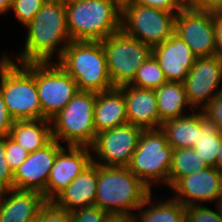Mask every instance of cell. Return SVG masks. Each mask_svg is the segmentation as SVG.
I'll use <instances>...</instances> for the list:
<instances>
[{"mask_svg": "<svg viewBox=\"0 0 222 222\" xmlns=\"http://www.w3.org/2000/svg\"><path fill=\"white\" fill-rule=\"evenodd\" d=\"M107 68L114 87L130 84L139 67L150 57L152 48L122 30L101 40Z\"/></svg>", "mask_w": 222, "mask_h": 222, "instance_id": "cell-9", "label": "cell"}, {"mask_svg": "<svg viewBox=\"0 0 222 222\" xmlns=\"http://www.w3.org/2000/svg\"><path fill=\"white\" fill-rule=\"evenodd\" d=\"M25 29L20 53L13 55L15 58L5 54L16 63L51 62L53 57L57 61L72 41L67 29L65 4L61 0H46Z\"/></svg>", "mask_w": 222, "mask_h": 222, "instance_id": "cell-1", "label": "cell"}, {"mask_svg": "<svg viewBox=\"0 0 222 222\" xmlns=\"http://www.w3.org/2000/svg\"><path fill=\"white\" fill-rule=\"evenodd\" d=\"M28 222H40V221H39V218L37 217V218H35V219H33V220H30V221H28Z\"/></svg>", "mask_w": 222, "mask_h": 222, "instance_id": "cell-47", "label": "cell"}, {"mask_svg": "<svg viewBox=\"0 0 222 222\" xmlns=\"http://www.w3.org/2000/svg\"><path fill=\"white\" fill-rule=\"evenodd\" d=\"M208 168L193 148L175 149L170 165L168 187L171 189L182 177Z\"/></svg>", "mask_w": 222, "mask_h": 222, "instance_id": "cell-27", "label": "cell"}, {"mask_svg": "<svg viewBox=\"0 0 222 222\" xmlns=\"http://www.w3.org/2000/svg\"><path fill=\"white\" fill-rule=\"evenodd\" d=\"M116 1L121 7L129 2H133L134 0H114Z\"/></svg>", "mask_w": 222, "mask_h": 222, "instance_id": "cell-44", "label": "cell"}, {"mask_svg": "<svg viewBox=\"0 0 222 222\" xmlns=\"http://www.w3.org/2000/svg\"><path fill=\"white\" fill-rule=\"evenodd\" d=\"M186 6L195 10L214 13L222 11V0H186Z\"/></svg>", "mask_w": 222, "mask_h": 222, "instance_id": "cell-37", "label": "cell"}, {"mask_svg": "<svg viewBox=\"0 0 222 222\" xmlns=\"http://www.w3.org/2000/svg\"><path fill=\"white\" fill-rule=\"evenodd\" d=\"M133 3L175 13L186 6V0H134Z\"/></svg>", "mask_w": 222, "mask_h": 222, "instance_id": "cell-35", "label": "cell"}, {"mask_svg": "<svg viewBox=\"0 0 222 222\" xmlns=\"http://www.w3.org/2000/svg\"><path fill=\"white\" fill-rule=\"evenodd\" d=\"M46 202L37 191L9 189L0 192V222H28L38 217Z\"/></svg>", "mask_w": 222, "mask_h": 222, "instance_id": "cell-19", "label": "cell"}, {"mask_svg": "<svg viewBox=\"0 0 222 222\" xmlns=\"http://www.w3.org/2000/svg\"><path fill=\"white\" fill-rule=\"evenodd\" d=\"M45 1L46 0H13L10 12L15 15L24 28L32 21Z\"/></svg>", "mask_w": 222, "mask_h": 222, "instance_id": "cell-29", "label": "cell"}, {"mask_svg": "<svg viewBox=\"0 0 222 222\" xmlns=\"http://www.w3.org/2000/svg\"><path fill=\"white\" fill-rule=\"evenodd\" d=\"M142 131V128L128 123L98 133L91 146L92 162L103 166L128 167Z\"/></svg>", "mask_w": 222, "mask_h": 222, "instance_id": "cell-11", "label": "cell"}, {"mask_svg": "<svg viewBox=\"0 0 222 222\" xmlns=\"http://www.w3.org/2000/svg\"><path fill=\"white\" fill-rule=\"evenodd\" d=\"M42 119L51 120L78 91L76 81L55 61L35 62Z\"/></svg>", "mask_w": 222, "mask_h": 222, "instance_id": "cell-10", "label": "cell"}, {"mask_svg": "<svg viewBox=\"0 0 222 222\" xmlns=\"http://www.w3.org/2000/svg\"><path fill=\"white\" fill-rule=\"evenodd\" d=\"M207 116L216 125L222 120V92L216 95L212 101L203 109Z\"/></svg>", "mask_w": 222, "mask_h": 222, "instance_id": "cell-36", "label": "cell"}, {"mask_svg": "<svg viewBox=\"0 0 222 222\" xmlns=\"http://www.w3.org/2000/svg\"><path fill=\"white\" fill-rule=\"evenodd\" d=\"M63 144L52 139L43 148L29 153L24 162L13 172L14 189L37 191L45 198L50 170Z\"/></svg>", "mask_w": 222, "mask_h": 222, "instance_id": "cell-14", "label": "cell"}, {"mask_svg": "<svg viewBox=\"0 0 222 222\" xmlns=\"http://www.w3.org/2000/svg\"><path fill=\"white\" fill-rule=\"evenodd\" d=\"M216 55L222 59V11L213 13Z\"/></svg>", "mask_w": 222, "mask_h": 222, "instance_id": "cell-39", "label": "cell"}, {"mask_svg": "<svg viewBox=\"0 0 222 222\" xmlns=\"http://www.w3.org/2000/svg\"><path fill=\"white\" fill-rule=\"evenodd\" d=\"M9 137L28 153L43 148L52 140L51 121L48 119L15 120Z\"/></svg>", "mask_w": 222, "mask_h": 222, "instance_id": "cell-24", "label": "cell"}, {"mask_svg": "<svg viewBox=\"0 0 222 222\" xmlns=\"http://www.w3.org/2000/svg\"><path fill=\"white\" fill-rule=\"evenodd\" d=\"M91 163V147L65 146L57 154L50 170L45 189V200L52 201Z\"/></svg>", "mask_w": 222, "mask_h": 222, "instance_id": "cell-16", "label": "cell"}, {"mask_svg": "<svg viewBox=\"0 0 222 222\" xmlns=\"http://www.w3.org/2000/svg\"><path fill=\"white\" fill-rule=\"evenodd\" d=\"M38 218L40 222H69L70 213L53 201H46L40 207Z\"/></svg>", "mask_w": 222, "mask_h": 222, "instance_id": "cell-33", "label": "cell"}, {"mask_svg": "<svg viewBox=\"0 0 222 222\" xmlns=\"http://www.w3.org/2000/svg\"><path fill=\"white\" fill-rule=\"evenodd\" d=\"M217 208L218 212L220 213L222 217V195L219 197V199L216 201L215 205H213Z\"/></svg>", "mask_w": 222, "mask_h": 222, "instance_id": "cell-42", "label": "cell"}, {"mask_svg": "<svg viewBox=\"0 0 222 222\" xmlns=\"http://www.w3.org/2000/svg\"><path fill=\"white\" fill-rule=\"evenodd\" d=\"M222 59L217 55L195 60L183 84L187 99L194 110H203L222 92Z\"/></svg>", "mask_w": 222, "mask_h": 222, "instance_id": "cell-13", "label": "cell"}, {"mask_svg": "<svg viewBox=\"0 0 222 222\" xmlns=\"http://www.w3.org/2000/svg\"><path fill=\"white\" fill-rule=\"evenodd\" d=\"M25 148L6 135L5 157L9 168L14 172L28 157Z\"/></svg>", "mask_w": 222, "mask_h": 222, "instance_id": "cell-32", "label": "cell"}, {"mask_svg": "<svg viewBox=\"0 0 222 222\" xmlns=\"http://www.w3.org/2000/svg\"><path fill=\"white\" fill-rule=\"evenodd\" d=\"M12 1L13 0H0V16L11 11Z\"/></svg>", "mask_w": 222, "mask_h": 222, "instance_id": "cell-40", "label": "cell"}, {"mask_svg": "<svg viewBox=\"0 0 222 222\" xmlns=\"http://www.w3.org/2000/svg\"><path fill=\"white\" fill-rule=\"evenodd\" d=\"M216 127H217V132L221 135V137H222V120H221V122H219L217 125H216Z\"/></svg>", "mask_w": 222, "mask_h": 222, "instance_id": "cell-45", "label": "cell"}, {"mask_svg": "<svg viewBox=\"0 0 222 222\" xmlns=\"http://www.w3.org/2000/svg\"><path fill=\"white\" fill-rule=\"evenodd\" d=\"M173 151L160 128L143 130L128 168L151 191L157 183L168 187Z\"/></svg>", "mask_w": 222, "mask_h": 222, "instance_id": "cell-7", "label": "cell"}, {"mask_svg": "<svg viewBox=\"0 0 222 222\" xmlns=\"http://www.w3.org/2000/svg\"><path fill=\"white\" fill-rule=\"evenodd\" d=\"M96 93L77 91L51 121L52 139L66 146L91 147L96 139L94 107Z\"/></svg>", "mask_w": 222, "mask_h": 222, "instance_id": "cell-6", "label": "cell"}, {"mask_svg": "<svg viewBox=\"0 0 222 222\" xmlns=\"http://www.w3.org/2000/svg\"><path fill=\"white\" fill-rule=\"evenodd\" d=\"M128 124L126 103L119 87L96 93L94 127L96 134Z\"/></svg>", "mask_w": 222, "mask_h": 222, "instance_id": "cell-21", "label": "cell"}, {"mask_svg": "<svg viewBox=\"0 0 222 222\" xmlns=\"http://www.w3.org/2000/svg\"><path fill=\"white\" fill-rule=\"evenodd\" d=\"M154 91L157 99L158 114L162 123L194 111L187 99L182 82L167 81L161 87L155 88Z\"/></svg>", "mask_w": 222, "mask_h": 222, "instance_id": "cell-23", "label": "cell"}, {"mask_svg": "<svg viewBox=\"0 0 222 222\" xmlns=\"http://www.w3.org/2000/svg\"><path fill=\"white\" fill-rule=\"evenodd\" d=\"M64 4H70L73 2L83 1V0H61Z\"/></svg>", "mask_w": 222, "mask_h": 222, "instance_id": "cell-46", "label": "cell"}, {"mask_svg": "<svg viewBox=\"0 0 222 222\" xmlns=\"http://www.w3.org/2000/svg\"><path fill=\"white\" fill-rule=\"evenodd\" d=\"M98 183V164L92 162L52 201L68 212L94 206Z\"/></svg>", "mask_w": 222, "mask_h": 222, "instance_id": "cell-20", "label": "cell"}, {"mask_svg": "<svg viewBox=\"0 0 222 222\" xmlns=\"http://www.w3.org/2000/svg\"><path fill=\"white\" fill-rule=\"evenodd\" d=\"M72 41H101L121 31L122 7L114 0H83L65 4Z\"/></svg>", "mask_w": 222, "mask_h": 222, "instance_id": "cell-4", "label": "cell"}, {"mask_svg": "<svg viewBox=\"0 0 222 222\" xmlns=\"http://www.w3.org/2000/svg\"><path fill=\"white\" fill-rule=\"evenodd\" d=\"M171 190L172 197L185 207L215 204L222 195V174L216 167L203 168L182 177Z\"/></svg>", "mask_w": 222, "mask_h": 222, "instance_id": "cell-15", "label": "cell"}, {"mask_svg": "<svg viewBox=\"0 0 222 222\" xmlns=\"http://www.w3.org/2000/svg\"><path fill=\"white\" fill-rule=\"evenodd\" d=\"M167 79L159 63L151 54L139 67L134 80L129 84L141 89H155L161 87Z\"/></svg>", "mask_w": 222, "mask_h": 222, "instance_id": "cell-28", "label": "cell"}, {"mask_svg": "<svg viewBox=\"0 0 222 222\" xmlns=\"http://www.w3.org/2000/svg\"><path fill=\"white\" fill-rule=\"evenodd\" d=\"M167 81L184 82L197 57L190 47L175 33L162 44L152 48Z\"/></svg>", "mask_w": 222, "mask_h": 222, "instance_id": "cell-17", "label": "cell"}, {"mask_svg": "<svg viewBox=\"0 0 222 222\" xmlns=\"http://www.w3.org/2000/svg\"><path fill=\"white\" fill-rule=\"evenodd\" d=\"M199 128V110L167 120L160 129L165 133L168 144L175 149L193 148L197 142Z\"/></svg>", "mask_w": 222, "mask_h": 222, "instance_id": "cell-25", "label": "cell"}, {"mask_svg": "<svg viewBox=\"0 0 222 222\" xmlns=\"http://www.w3.org/2000/svg\"><path fill=\"white\" fill-rule=\"evenodd\" d=\"M153 195L154 193L151 192L144 203L134 212L131 217L133 222H186L184 205L173 197L156 201V197L152 198Z\"/></svg>", "mask_w": 222, "mask_h": 222, "instance_id": "cell-22", "label": "cell"}, {"mask_svg": "<svg viewBox=\"0 0 222 222\" xmlns=\"http://www.w3.org/2000/svg\"><path fill=\"white\" fill-rule=\"evenodd\" d=\"M151 192L128 167L98 165L95 206L111 217L131 218Z\"/></svg>", "mask_w": 222, "mask_h": 222, "instance_id": "cell-2", "label": "cell"}, {"mask_svg": "<svg viewBox=\"0 0 222 222\" xmlns=\"http://www.w3.org/2000/svg\"><path fill=\"white\" fill-rule=\"evenodd\" d=\"M0 57V93L14 120L42 119L35 81V62L24 64Z\"/></svg>", "mask_w": 222, "mask_h": 222, "instance_id": "cell-3", "label": "cell"}, {"mask_svg": "<svg viewBox=\"0 0 222 222\" xmlns=\"http://www.w3.org/2000/svg\"><path fill=\"white\" fill-rule=\"evenodd\" d=\"M210 207V208H209ZM206 205L186 207V222H222V217L217 208Z\"/></svg>", "mask_w": 222, "mask_h": 222, "instance_id": "cell-31", "label": "cell"}, {"mask_svg": "<svg viewBox=\"0 0 222 222\" xmlns=\"http://www.w3.org/2000/svg\"><path fill=\"white\" fill-rule=\"evenodd\" d=\"M56 62L76 81L79 91L114 88L101 41H71Z\"/></svg>", "mask_w": 222, "mask_h": 222, "instance_id": "cell-5", "label": "cell"}, {"mask_svg": "<svg viewBox=\"0 0 222 222\" xmlns=\"http://www.w3.org/2000/svg\"><path fill=\"white\" fill-rule=\"evenodd\" d=\"M222 174V141L220 144V149L218 151V158H217V163L215 166Z\"/></svg>", "mask_w": 222, "mask_h": 222, "instance_id": "cell-41", "label": "cell"}, {"mask_svg": "<svg viewBox=\"0 0 222 222\" xmlns=\"http://www.w3.org/2000/svg\"><path fill=\"white\" fill-rule=\"evenodd\" d=\"M174 33L190 47L197 58L216 55L213 13L185 6L176 14Z\"/></svg>", "mask_w": 222, "mask_h": 222, "instance_id": "cell-12", "label": "cell"}, {"mask_svg": "<svg viewBox=\"0 0 222 222\" xmlns=\"http://www.w3.org/2000/svg\"><path fill=\"white\" fill-rule=\"evenodd\" d=\"M109 222H133L131 218H111Z\"/></svg>", "mask_w": 222, "mask_h": 222, "instance_id": "cell-43", "label": "cell"}, {"mask_svg": "<svg viewBox=\"0 0 222 222\" xmlns=\"http://www.w3.org/2000/svg\"><path fill=\"white\" fill-rule=\"evenodd\" d=\"M221 141L216 124L205 116L203 110H199L198 137L193 149L208 167L216 166Z\"/></svg>", "mask_w": 222, "mask_h": 222, "instance_id": "cell-26", "label": "cell"}, {"mask_svg": "<svg viewBox=\"0 0 222 222\" xmlns=\"http://www.w3.org/2000/svg\"><path fill=\"white\" fill-rule=\"evenodd\" d=\"M14 119L10 116L0 93V135H9Z\"/></svg>", "mask_w": 222, "mask_h": 222, "instance_id": "cell-38", "label": "cell"}, {"mask_svg": "<svg viewBox=\"0 0 222 222\" xmlns=\"http://www.w3.org/2000/svg\"><path fill=\"white\" fill-rule=\"evenodd\" d=\"M119 88L123 91L129 124L143 130L161 127L162 122L158 114L157 99L153 89H141L129 84Z\"/></svg>", "mask_w": 222, "mask_h": 222, "instance_id": "cell-18", "label": "cell"}, {"mask_svg": "<svg viewBox=\"0 0 222 222\" xmlns=\"http://www.w3.org/2000/svg\"><path fill=\"white\" fill-rule=\"evenodd\" d=\"M176 14L129 2L122 6L121 30L153 48L174 34Z\"/></svg>", "mask_w": 222, "mask_h": 222, "instance_id": "cell-8", "label": "cell"}, {"mask_svg": "<svg viewBox=\"0 0 222 222\" xmlns=\"http://www.w3.org/2000/svg\"><path fill=\"white\" fill-rule=\"evenodd\" d=\"M69 222H109L111 216L98 206H89L69 212Z\"/></svg>", "mask_w": 222, "mask_h": 222, "instance_id": "cell-30", "label": "cell"}, {"mask_svg": "<svg viewBox=\"0 0 222 222\" xmlns=\"http://www.w3.org/2000/svg\"><path fill=\"white\" fill-rule=\"evenodd\" d=\"M6 135H0V192L14 189L13 172L5 157Z\"/></svg>", "mask_w": 222, "mask_h": 222, "instance_id": "cell-34", "label": "cell"}]
</instances>
